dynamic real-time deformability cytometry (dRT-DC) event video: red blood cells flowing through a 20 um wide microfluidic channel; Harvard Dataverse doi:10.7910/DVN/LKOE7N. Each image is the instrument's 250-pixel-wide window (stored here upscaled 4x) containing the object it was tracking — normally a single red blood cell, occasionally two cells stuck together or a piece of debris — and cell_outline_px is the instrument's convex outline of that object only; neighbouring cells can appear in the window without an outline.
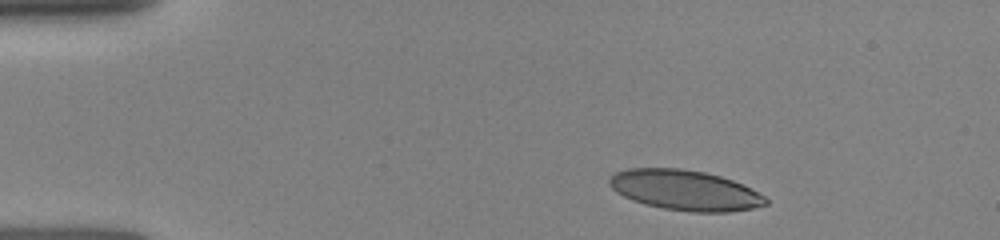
{"species": "human", "species_latin": "Homo sapiens", "temperature_condition": "room temperature", "stored_images_in_passage": 11, "camera_frame_rate_fps": 3000, "um_per_image_px": 0.085, "donor": {"sex": "female"}, "frame": {"image": 1, "passage_image": 1, "time_ms": 0.0, "image_size_px": [1000, 240], "cell_outline_px": [[768, 204], [752, 208], [728, 212], [692, 212], [664, 208], [644, 204], [632, 200], [616, 192], [608, 184], [608, 180], [616, 172], [628, 168], [680, 168], [704, 172], [720, 176], [744, 184], [764, 196], [768, 200]], "centroid_in_image_um": [58.22, 16.16], "position_along_channel_um": 26.8, "area_um2": 36.65}}
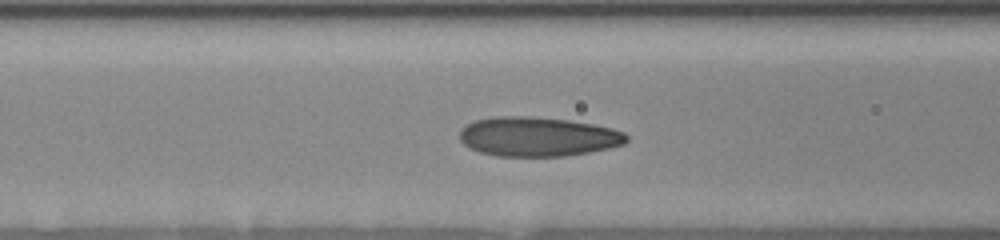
{"frame": {"image": 2, "passage_image": 7, "time_ms": 4.0, "image_size_px": [1000, 240], "cell_outline_px": [[628, 140], [624, 144], [608, 148], [588, 152], [564, 156], [496, 156], [480, 152], [464, 144], [460, 140], [460, 132], [468, 124], [476, 120], [492, 116], [528, 116], [568, 120], [592, 124], [612, 128], [624, 132], [628, 136]], "centroid_in_image_um": [45.73, 11.61], "position_along_channel_um": 120.9, "area_um2": 38.15}}
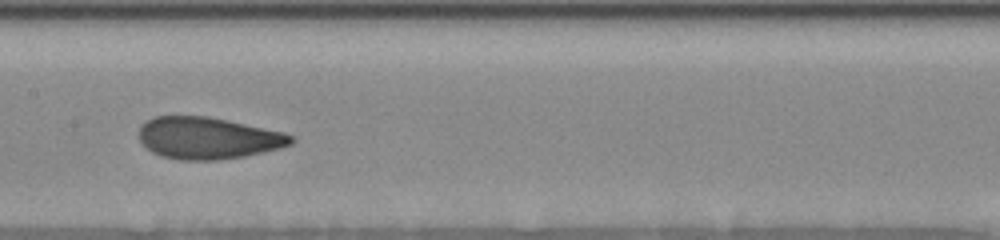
{"frame": {"image": 3, "passage_image": 10, "time_ms": 5.667, "image_size_px": [1000, 240], "cell_outline_px": [[296, 140], [292, 144], [280, 148], [264, 152], [244, 156], [220, 160], [180, 160], [160, 156], [152, 152], [140, 140], [140, 124], [144, 120], [152, 116], [208, 116], [228, 120], [284, 132], [292, 136]], "centroid_in_image_um": [17.67, 11.73], "position_along_channel_um": 189.7, "area_um2": 37.34}}